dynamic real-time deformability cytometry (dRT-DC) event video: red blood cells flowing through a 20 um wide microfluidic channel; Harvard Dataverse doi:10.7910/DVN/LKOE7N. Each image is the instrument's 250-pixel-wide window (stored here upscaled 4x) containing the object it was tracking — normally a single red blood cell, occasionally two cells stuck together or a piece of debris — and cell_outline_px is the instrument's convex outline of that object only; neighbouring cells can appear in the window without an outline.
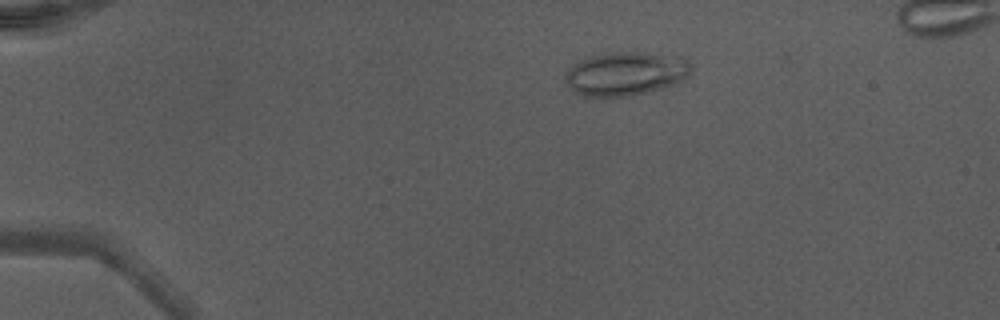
{"species": "Egyptian fruit bat (a non-hibernating species)", "species_latin": "Rousettus aegyptiacus", "temperature_condition": "warm", "stored_images_in_passage": 39, "camera_frame_rate_fps": 3000, "um_per_image_px": 0.085, "animal": {"sex": "male"}, "frame": {"image": 1, "passage_image": 1, "time_ms": 0.0, "image_size_px": [1000, 320], "cell_outline_px": [[692, 68], [688, 76], [672, 84], [660, 88], [632, 96], [584, 96], [568, 88], [564, 80], [564, 76], [584, 56], [604, 52], [644, 52], [688, 60], [692, 64]], "centroid_in_image_um": [53.12, 6.25], "position_along_channel_um": 31.9, "area_um2": 31.79}}
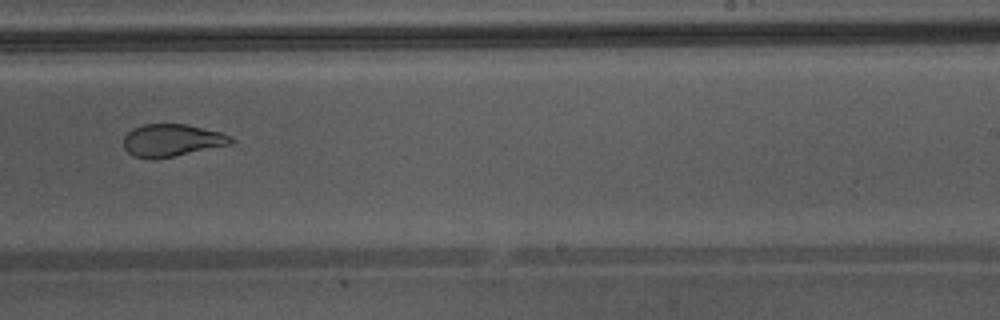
{"frame": {"image": 2, "passage_image": 23, "time_ms": 7.333, "image_size_px": [1000, 320], "cell_outline_px": [[236, 140], [232, 144], [152, 160], [132, 156], [124, 148], [124, 136], [132, 128], [144, 124], [188, 124], [220, 132], [232, 136]], "centroid_in_image_um": [14.61, 11.92], "position_along_channel_um": 274.4, "area_um2": 20.4}, "authors_computed_cell_mechanics": {"area_um2": 23.2934, "velocity_mm_per_s": 4.3733, "shape_relaxation_time_tau1_ms": null, "shape_relaxation_time_tau2_ms": 1.3854, "deformation_change_tau1": null, "deformation_change_tau2": 0.0729}}